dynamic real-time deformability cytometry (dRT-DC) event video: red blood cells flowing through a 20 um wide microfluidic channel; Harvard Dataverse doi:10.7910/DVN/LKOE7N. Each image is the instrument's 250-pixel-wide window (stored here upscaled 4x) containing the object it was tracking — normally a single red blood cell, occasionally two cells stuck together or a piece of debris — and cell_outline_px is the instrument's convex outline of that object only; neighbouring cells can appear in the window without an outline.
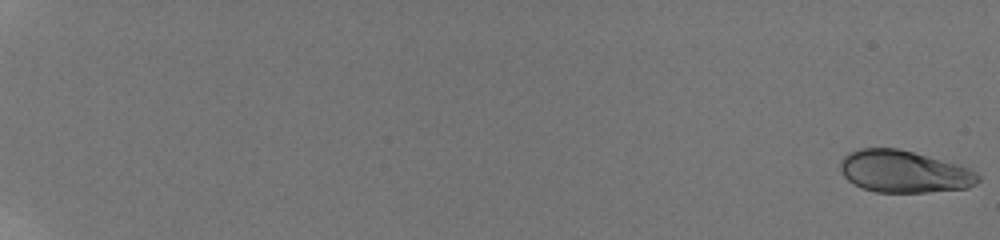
{"species": "human", "species_latin": "Homo sapiens", "temperature_condition": "room temperature", "stored_images_in_passage": 26, "camera_frame_rate_fps": 3000, "um_per_image_px": 0.085, "donor": {"sex": "male"}, "frame": {"image": 1, "passage_image": 1, "time_ms": 0.0, "image_size_px": [1000, 240], "cell_outline_px": [[980, 180], [976, 184], [968, 188], [928, 192], [876, 192], [864, 188], [848, 180], [844, 176], [840, 168], [840, 160], [848, 152], [860, 148], [896, 148], [960, 164], [976, 172], [980, 176]], "centroid_in_image_um": [76.86, 14.58], "position_along_channel_um": 8.1, "area_um2": 33.81}}
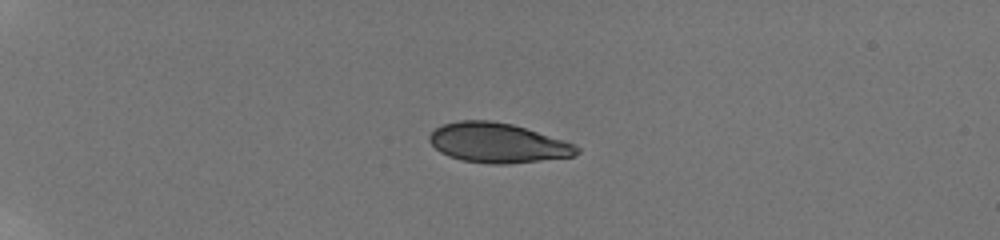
{"frame": {"image": 2, "passage_image": 16, "time_ms": 5.667, "image_size_px": [1000, 240], "cell_outline_px": [[580, 152], [572, 156], [508, 164], [488, 164], [460, 160], [448, 156], [440, 152], [428, 140], [428, 136], [440, 124], [460, 120], [492, 120], [512, 124], [564, 140], [576, 144], [580, 148]], "centroid_in_image_um": [42.28, 12.14], "position_along_channel_um": 42.7, "area_um2": 34.22}}
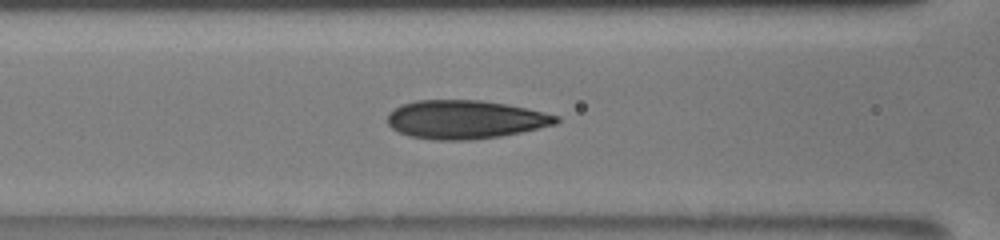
{"frame": {"image": 3, "passage_image": 26, "time_ms": 9.667, "image_size_px": [1000, 240], "cell_outline_px": [[560, 120], [556, 124], [520, 132], [500, 136], [472, 140], [432, 140], [408, 136], [392, 128], [388, 124], [388, 112], [400, 104], [416, 100], [480, 100], [508, 104], [544, 112], [560, 116]], "centroid_in_image_um": [39.52, 10.15], "position_along_channel_um": 127.1, "area_um2": 38.09}}